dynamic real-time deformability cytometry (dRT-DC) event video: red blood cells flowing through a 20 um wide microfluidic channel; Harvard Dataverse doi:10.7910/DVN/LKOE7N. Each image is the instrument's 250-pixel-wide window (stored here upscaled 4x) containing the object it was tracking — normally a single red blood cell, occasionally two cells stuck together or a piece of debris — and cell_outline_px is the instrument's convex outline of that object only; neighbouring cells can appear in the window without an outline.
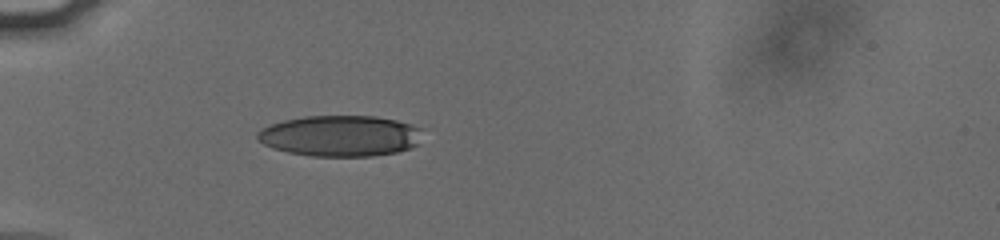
{"species": "human", "species_latin": "Homo sapiens", "temperature_condition": "cold", "stored_images_in_passage": 34, "camera_frame_rate_fps": 3000, "um_per_image_px": 0.085, "donor": {"sex": "male"}, "frame": {"image": 1, "passage_image": 1, "time_ms": 0.0, "image_size_px": [1000, 240], "cell_outline_px": [[420, 128], [416, 144], [408, 148], [396, 152], [372, 156], [312, 156], [288, 152], [272, 148], [256, 140], [256, 132], [260, 128], [284, 120], [304, 116], [376, 116], [396, 120], [412, 124]], "centroid_in_image_um": [28.84, 11.54], "position_along_channel_um": 56.2, "area_um2": 39.3}}
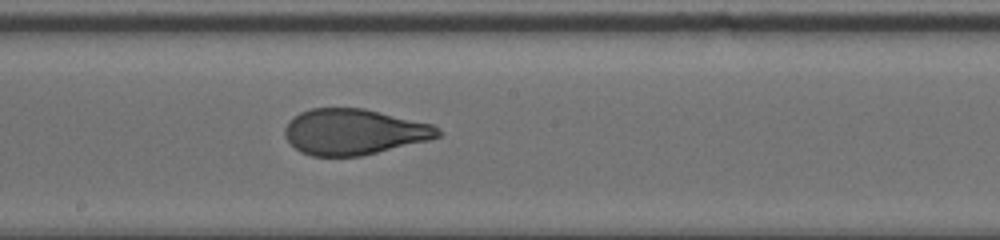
{"frame": {"image": 2, "passage_image": 15, "time_ms": 4.667, "image_size_px": [1000, 240], "cell_outline_px": [[444, 132], [440, 136], [428, 140], [360, 156], [312, 156], [300, 152], [284, 136], [284, 128], [288, 120], [300, 112], [312, 108], [364, 108], [432, 124], [440, 128]], "centroid_in_image_um": [30.07, 11.2], "position_along_channel_um": 218.1, "area_um2": 40.86}}
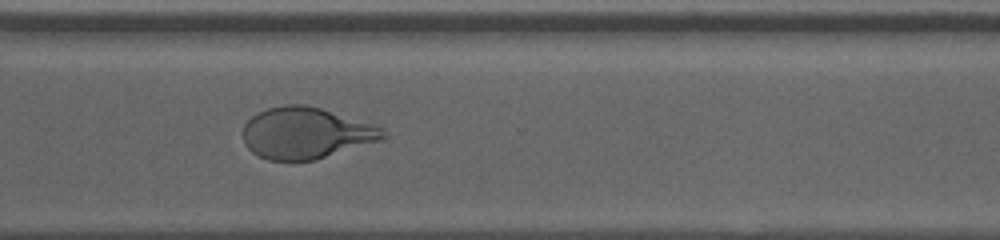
{"frame": {"image": 3, "passage_image": 25, "time_ms": 8.0, "image_size_px": [1000, 240], "cell_outline_px": [[388, 136], [380, 140], [312, 160], [268, 160], [252, 152], [244, 144], [244, 124], [256, 112], [268, 108], [284, 104], [304, 104], [320, 108], [372, 124], [384, 128]], "centroid_in_image_um": [25.98, 11.29], "position_along_channel_um": 344.6, "area_um2": 41.5}, "authors_computed_cell_mechanics": {"area_um2": 41.5582, "velocity_mm_per_s": 3.8186, "shape_relaxation_time_tau1_ms": 5.9624, "shape_relaxation_time_tau2_ms": 0.7255, "deformation_change_tau1": 0.2143, "deformation_change_tau2": 0.0673}}